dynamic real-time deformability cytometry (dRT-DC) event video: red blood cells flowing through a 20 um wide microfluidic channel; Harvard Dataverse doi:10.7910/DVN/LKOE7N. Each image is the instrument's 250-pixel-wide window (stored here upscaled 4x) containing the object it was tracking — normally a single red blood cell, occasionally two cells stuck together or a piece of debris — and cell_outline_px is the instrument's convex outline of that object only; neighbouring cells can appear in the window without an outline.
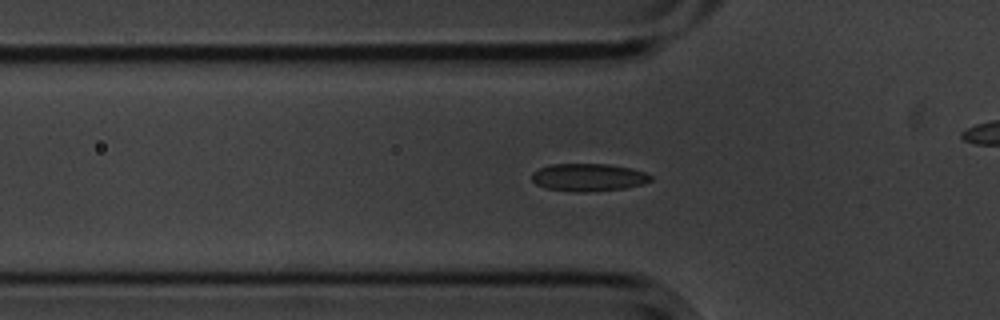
{"species": "common noctule bat (a hibernating species)", "species_latin": "Nyctalus noctula", "temperature_condition": "cold", "stored_images_in_passage": 55, "camera_frame_rate_fps": 3000, "um_per_image_px": 0.085, "animal": {"sex": "male", "body_mass_g": 20.1, "forearm_length_mm": 53.5}, "frame": {"image": 1, "passage_image": 17, "time_ms": 5.333, "image_size_px": [1000, 320], "cell_outline_px": [[652, 180], [640, 184], [624, 188], [588, 192], [584, 192], [544, 188], [536, 184], [532, 180], [532, 172], [540, 168], [552, 164], [608, 164], [632, 168], [644, 172], [652, 176]], "centroid_in_image_um": [50.0, 15.07], "position_along_channel_um": 75.8, "area_um2": 19.02}}
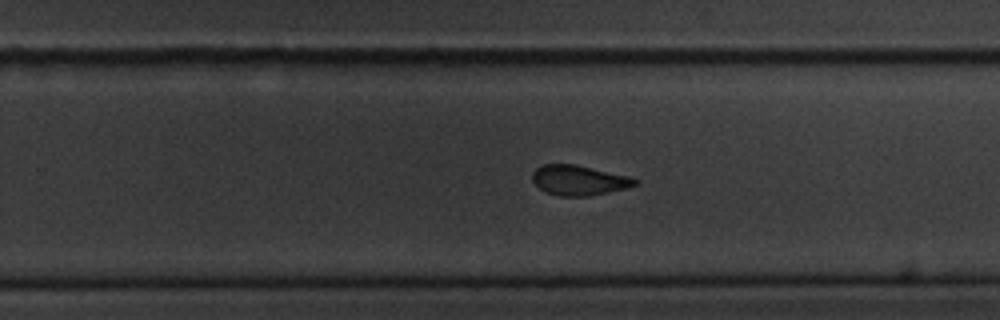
{"frame": {"image": 2, "passage_image": 34, "time_ms": 11.0, "image_size_px": [1000, 320], "cell_outline_px": [[636, 184], [624, 188], [608, 192], [588, 196], [560, 196], [544, 192], [532, 180], [532, 172], [536, 168], [544, 164], [576, 164], [628, 176], [636, 180]], "centroid_in_image_um": [49.14, 15.32], "position_along_channel_um": 280.7, "area_um2": 17.74}}
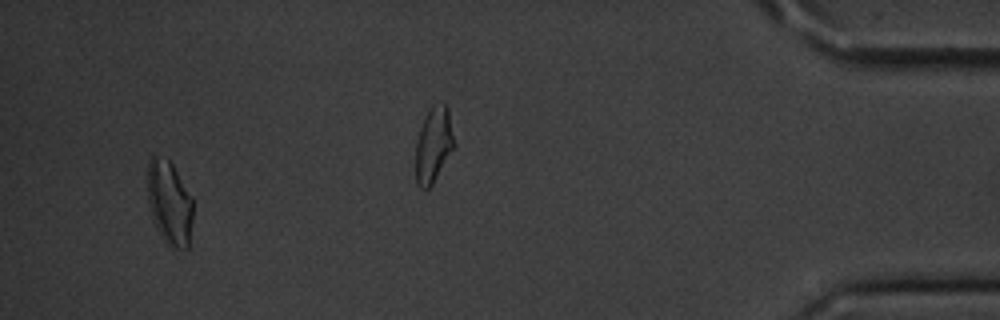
{"frame": {"image": 3, "passage_image": 52, "time_ms": 17.0, "image_size_px": [1000, 320], "cell_outline_px": [[192, 220], [188, 248], [172, 252], [160, 236], [152, 220], [148, 204], [144, 180], [148, 160], [152, 156], [156, 156], [168, 160], [172, 164], [192, 196]], "centroid_in_image_um": [14.35, 17.27], "position_along_channel_um": 420.9, "area_um2": 23.29}, "authors_computed_cell_mechanics": {"area_um2": 18.9584, "velocity_mm_per_s": 3.6044, "shape_relaxation_time_tau1_ms": 3.9952, "shape_relaxation_time_tau2_ms": 1.6198, "deformation_change_tau1": 0.0975, "deformation_change_tau2": 0.0735}}